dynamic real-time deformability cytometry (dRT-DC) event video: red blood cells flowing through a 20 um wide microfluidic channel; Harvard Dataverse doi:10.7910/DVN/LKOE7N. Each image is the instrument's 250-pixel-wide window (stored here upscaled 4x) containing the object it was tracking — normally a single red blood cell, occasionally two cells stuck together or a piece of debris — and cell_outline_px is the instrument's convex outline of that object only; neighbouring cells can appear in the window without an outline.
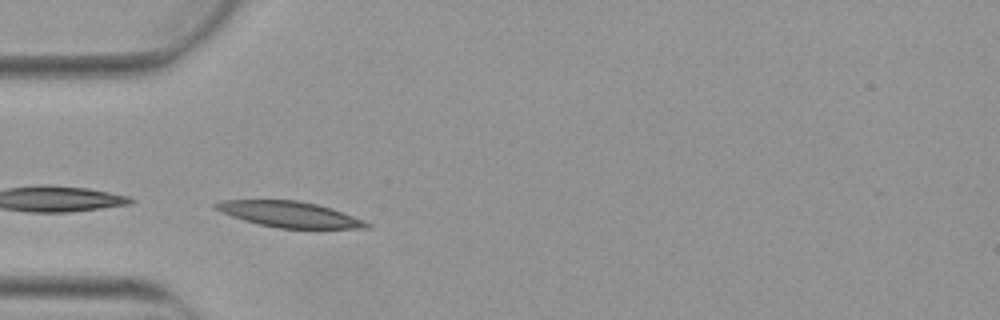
{"species": "Egyptian fruit bat (a non-hibernating species)", "species_latin": "Rousettus aegyptiacus", "temperature_condition": "warm", "stored_images_in_passage": 3, "camera_frame_rate_fps": 3000, "um_per_image_px": 0.085, "animal": {"sex": "female"}, "frame": {"image": 1, "passage_image": 2, "time_ms": 0.333, "image_size_px": [1000, 320], "cell_outline_px": [[372, 224], [368, 228], [280, 228], [260, 224], [244, 220], [232, 216], [212, 208], [212, 204], [224, 200], [296, 200], [316, 204], [332, 208], [364, 220]], "centroid_in_image_um": [24.6, 18.21], "position_along_channel_um": 60.4, "area_um2": 22.48}}